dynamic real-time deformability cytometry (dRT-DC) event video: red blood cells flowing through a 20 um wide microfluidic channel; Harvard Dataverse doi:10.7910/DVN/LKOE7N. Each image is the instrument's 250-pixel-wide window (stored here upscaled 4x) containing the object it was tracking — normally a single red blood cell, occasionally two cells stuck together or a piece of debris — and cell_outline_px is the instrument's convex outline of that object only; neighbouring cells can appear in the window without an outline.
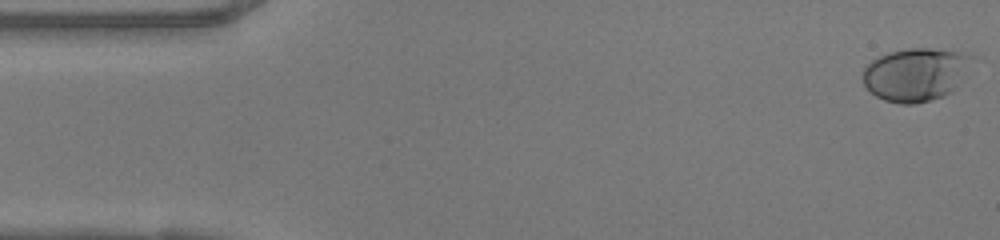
{"species": "human", "species_latin": "Homo sapiens", "temperature_condition": "warm", "stored_images_in_passage": 49, "camera_frame_rate_fps": 3000, "um_per_image_px": 0.085, "donor": {"sex": "female"}, "frame": {"image": 1, "passage_image": 1, "time_ms": 0.0, "image_size_px": [1000, 240], "cell_outline_px": [[972, 56], [956, 88], [952, 92], [944, 96], [916, 104], [900, 104], [884, 100], [876, 96], [864, 84], [864, 68], [872, 60], [888, 52], [908, 48], [928, 48], [960, 52]], "centroid_in_image_um": [77.8, 6.34], "position_along_channel_um": 7.2, "area_um2": 33.29}}
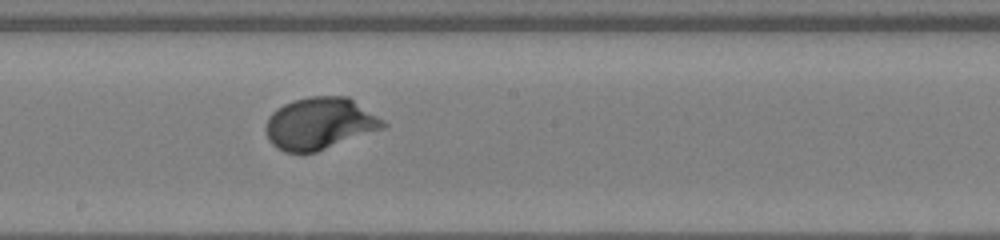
{"frame": {"image": 2, "passage_image": 26, "time_ms": 8.333, "image_size_px": [1000, 240], "cell_outline_px": [[388, 124], [384, 128], [316, 152], [284, 152], [276, 148], [268, 140], [264, 132], [264, 128], [268, 116], [276, 108], [292, 100], [308, 96], [348, 96], [384, 120]], "centroid_in_image_um": [27.14, 10.49], "position_along_channel_um": 221.1, "area_um2": 35.78}}
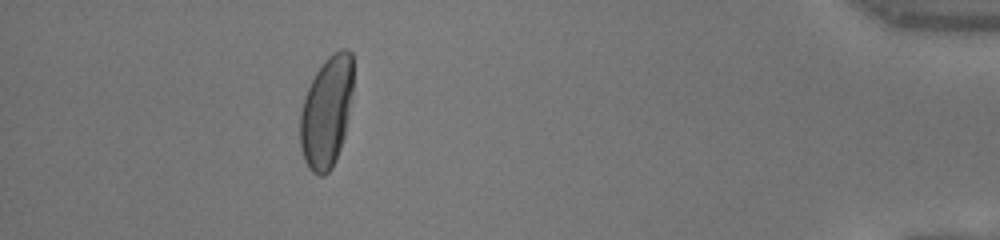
{"frame": {"image": 3, "passage_image": 44, "time_ms": 14.333, "image_size_px": [1000, 240], "cell_outline_px": [[352, 92], [348, 116], [344, 136], [336, 160], [332, 168], [324, 176], [320, 176], [312, 172], [308, 168], [304, 160], [300, 148], [300, 112], [304, 96], [316, 72], [324, 60], [332, 52], [340, 48], [348, 48], [352, 52]], "centroid_in_image_um": [27.75, 9.51], "position_along_channel_um": 407.5, "area_um2": 34.68}, "authors_computed_cell_mechanics": {"area_um2": 33.5818, "velocity_mm_per_s": 4.1328, "shape_relaxation_time_tau1_ms": 2.7574, "shape_relaxation_time_tau2_ms": null, "deformation_change_tau1": 0.1701, "deformation_change_tau2": null}}